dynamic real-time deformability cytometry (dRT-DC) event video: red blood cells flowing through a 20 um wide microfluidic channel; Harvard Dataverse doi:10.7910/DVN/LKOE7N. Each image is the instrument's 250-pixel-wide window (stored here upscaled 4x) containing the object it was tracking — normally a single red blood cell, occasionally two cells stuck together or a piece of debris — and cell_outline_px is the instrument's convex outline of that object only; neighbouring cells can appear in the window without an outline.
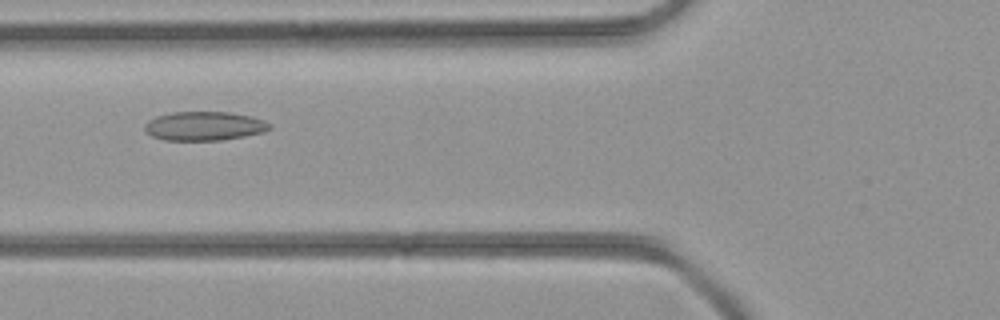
{"species": "common noctule bat (a hibernating species)", "species_latin": "Nyctalus noctula", "temperature_condition": "room temperature", "stored_images_in_passage": 31, "camera_frame_rate_fps": 3000, "um_per_image_px": 0.085, "animal": {"sex": "female", "body_mass_g": 21.9}, "frame": {"image": 1, "passage_image": 4, "time_ms": 1.0, "image_size_px": [1000, 320], "cell_outline_px": [[272, 128], [264, 132], [244, 136], [220, 140], [164, 140], [152, 136], [144, 128], [144, 124], [148, 120], [156, 116], [172, 112], [228, 112], [252, 116], [264, 120], [272, 124]], "centroid_in_image_um": [17.38, 10.71], "position_along_channel_um": 108.4, "area_um2": 21.15}}
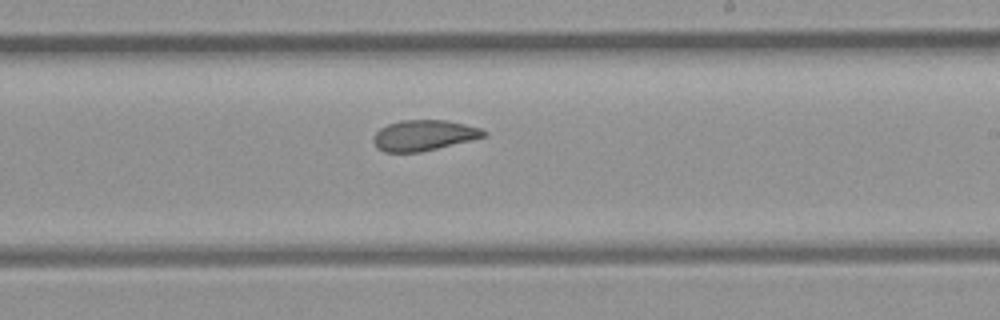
{"frame": {"image": 2, "passage_image": 13, "time_ms": 4.0, "image_size_px": [1000, 320], "cell_outline_px": [[488, 136], [472, 140], [420, 152], [384, 152], [376, 148], [372, 140], [372, 136], [380, 128], [388, 124], [400, 120], [448, 120], [480, 128], [488, 132]], "centroid_in_image_um": [36.01, 11.5], "position_along_channel_um": 253.0, "area_um2": 19.88}}
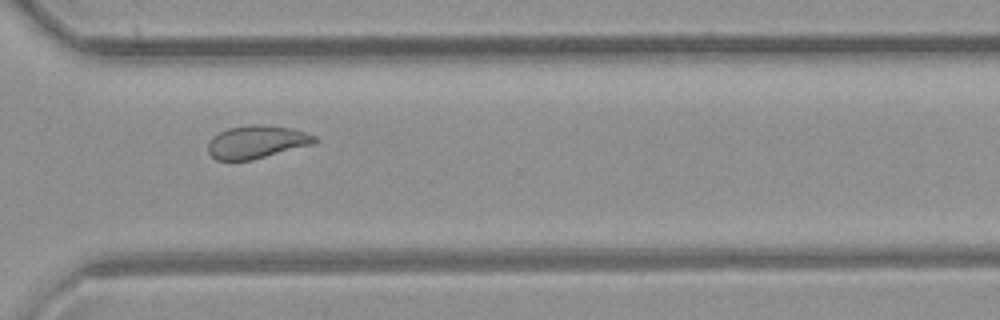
{"frame": {"image": 3, "passage_image": 19, "time_ms": 6.0, "image_size_px": [1000, 320], "cell_outline_px": [[316, 140], [312, 144], [252, 160], [216, 160], [208, 152], [208, 140], [212, 136], [228, 128], [248, 124], [260, 124], [292, 128], [316, 136]], "centroid_in_image_um": [21.77, 12.06], "position_along_channel_um": 348.8, "area_um2": 20.4}}